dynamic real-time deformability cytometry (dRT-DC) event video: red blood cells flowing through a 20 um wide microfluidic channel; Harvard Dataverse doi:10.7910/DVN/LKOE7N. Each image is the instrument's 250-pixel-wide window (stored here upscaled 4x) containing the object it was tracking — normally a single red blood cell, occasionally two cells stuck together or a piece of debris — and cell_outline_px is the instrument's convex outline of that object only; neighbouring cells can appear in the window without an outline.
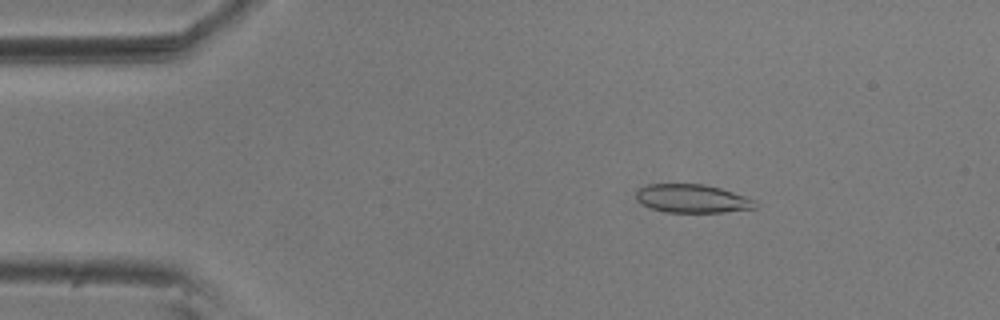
{"species": "common noctule bat (a hibernating species)", "species_latin": "Nyctalus noctula", "temperature_condition": "room temperature", "stored_images_in_passage": 55, "camera_frame_rate_fps": 3000, "um_per_image_px": 0.085, "animal": {"sex": "male", "body_mass_g": 20.5, "forearm_length_mm": 52.5}, "frame": {"image": 1, "passage_image": 9, "time_ms": 2.667, "image_size_px": [1000, 320], "cell_outline_px": [[756, 208], [724, 212], [668, 212], [652, 208], [640, 204], [636, 200], [636, 192], [640, 188], [648, 184], [704, 184], [720, 188], [756, 200]], "centroid_in_image_um": [58.83, 16.88], "position_along_channel_um": 26.2, "area_um2": 19.65}}
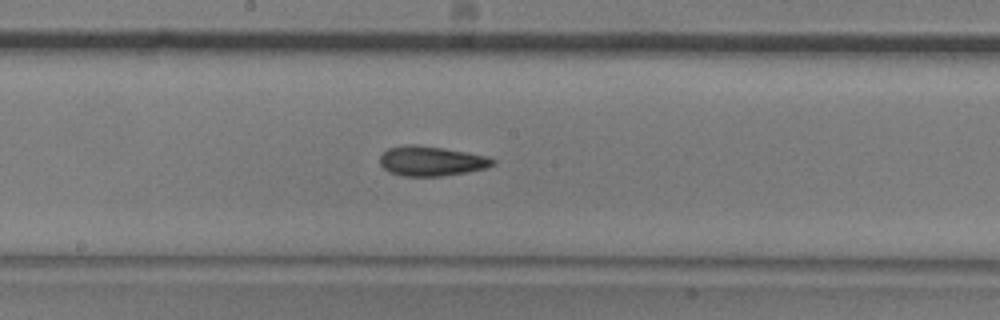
{"frame": {"image": 2, "passage_image": 29, "time_ms": 9.333, "image_size_px": [1000, 320], "cell_outline_px": [[496, 164], [484, 168], [464, 172], [440, 176], [404, 176], [388, 172], [380, 164], [380, 156], [388, 148], [404, 144], [416, 144], [444, 148], [468, 152], [488, 156], [496, 160]], "centroid_in_image_um": [36.65, 13.67], "position_along_channel_um": 211.5, "area_um2": 19.65}}
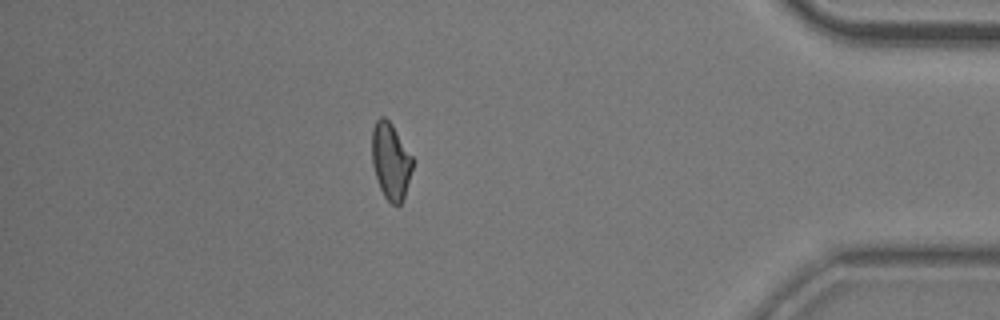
{"frame": {"image": 3, "passage_image": 48, "time_ms": 15.667, "image_size_px": [1000, 320], "cell_outline_px": [[412, 168], [404, 196], [400, 204], [392, 204], [384, 196], [380, 188], [372, 164], [372, 128], [376, 120], [380, 116], [384, 116], [392, 124], [412, 156]], "centroid_in_image_um": [33.19, 13.65], "position_along_channel_um": 402.0, "area_um2": 17.86}, "authors_computed_cell_mechanics": {"area_um2": 19.1896, "velocity_mm_per_s": 3.6697, "shape_relaxation_time_tau1_ms": 5.9779, "shape_relaxation_time_tau2_ms": 2.6169, "deformation_change_tau1": 0.1485, "deformation_change_tau2": 0.0979}}